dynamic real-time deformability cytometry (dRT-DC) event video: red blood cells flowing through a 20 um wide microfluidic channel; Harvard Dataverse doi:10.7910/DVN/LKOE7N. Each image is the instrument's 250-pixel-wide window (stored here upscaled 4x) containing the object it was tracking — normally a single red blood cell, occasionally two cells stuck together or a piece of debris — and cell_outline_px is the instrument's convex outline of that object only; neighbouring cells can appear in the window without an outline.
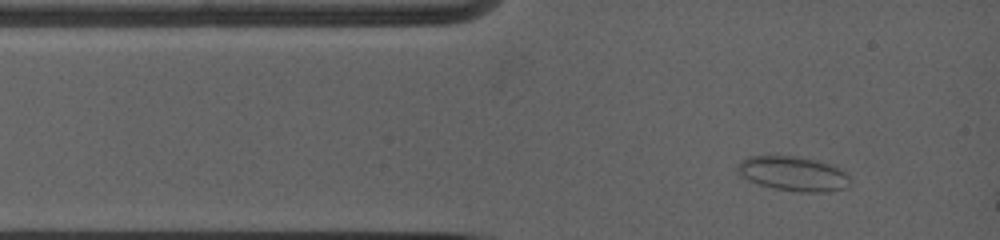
{"species": "common noctule bat (a hibernating species)", "species_latin": "Nyctalus noctula", "temperature_condition": "warm", "stored_images_in_passage": 3, "camera_frame_rate_fps": 5000, "um_per_image_px": 0.085, "animal": {"sex": "female", "body_mass_g": 19.0, "forearm_length_mm": 53.3}, "frame": {"image": 1, "passage_image": 1, "time_ms": 0.0, "image_size_px": [1000, 240], "cell_outline_px": [[852, 180], [848, 188], [828, 192], [804, 192], [776, 188], [760, 184], [748, 180], [736, 172], [736, 168], [740, 160], [748, 156], [800, 156], [816, 160], [828, 164], [848, 172]], "centroid_in_image_um": [67.46, 14.76], "position_along_channel_um": 17.5, "area_um2": 22.89}}